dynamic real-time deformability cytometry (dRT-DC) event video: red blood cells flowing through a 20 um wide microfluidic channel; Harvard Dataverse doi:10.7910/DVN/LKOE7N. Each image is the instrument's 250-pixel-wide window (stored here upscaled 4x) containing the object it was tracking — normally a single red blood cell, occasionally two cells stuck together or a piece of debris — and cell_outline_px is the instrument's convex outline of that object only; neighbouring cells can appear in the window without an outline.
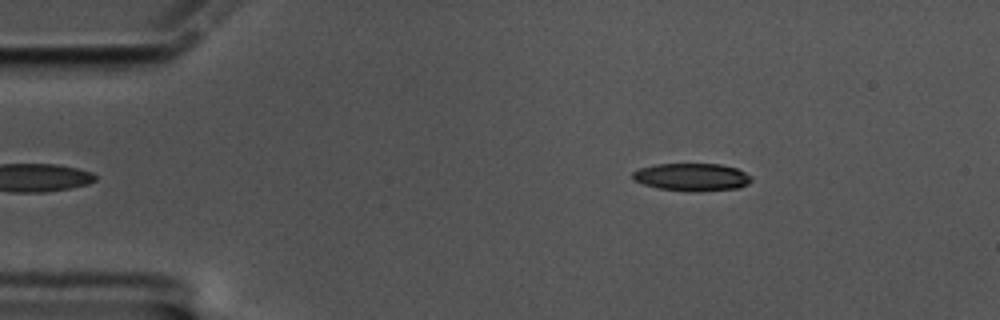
{"species": "common noctule bat (a hibernating species)", "species_latin": "Nyctalus noctula", "temperature_condition": "cold", "stored_images_in_passage": 53, "camera_frame_rate_fps": 3000, "um_per_image_px": 0.085, "animal": {"sex": "male", "body_mass_g": 17.5, "forearm_length_mm": 52.3}, "frame": {"image": 1, "passage_image": 3, "time_ms": 0.667, "image_size_px": [1000, 320], "cell_outline_px": [[752, 180], [748, 184], [736, 188], [696, 192], [656, 188], [632, 180], [632, 172], [640, 168], [656, 164], [720, 164], [736, 168], [752, 176]], "centroid_in_image_um": [58.79, 15.05], "position_along_channel_um": 26.2, "area_um2": 19.19}}
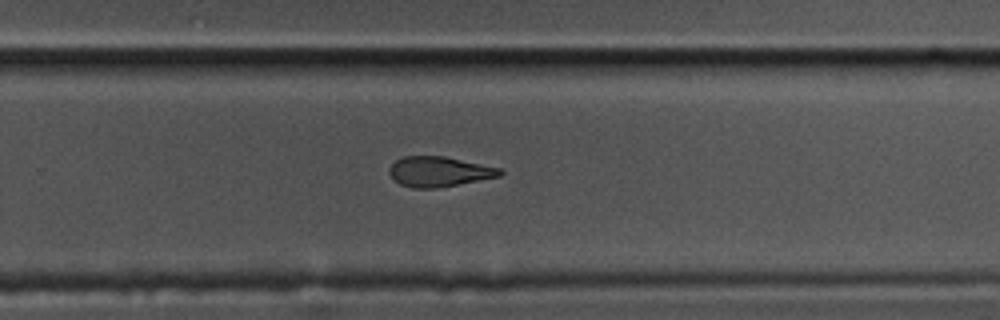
{"frame": {"image": 2, "passage_image": 32, "time_ms": 10.333, "image_size_px": [1000, 320], "cell_outline_px": [[504, 172], [500, 176], [436, 188], [412, 188], [400, 184], [388, 172], [388, 168], [396, 160], [404, 156], [444, 156], [500, 168]], "centroid_in_image_um": [37.3, 14.58], "position_along_channel_um": 292.5, "area_um2": 19.19}}
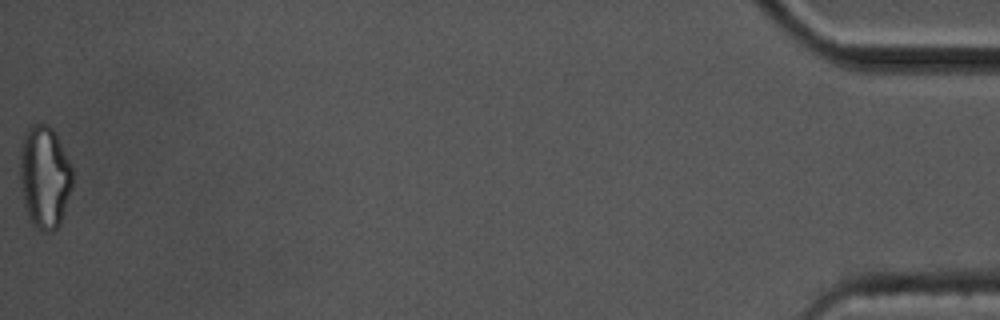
{"frame": {"image": 3, "passage_image": 53, "time_ms": 17.333, "image_size_px": [1000, 320], "cell_outline_px": [[72, 188], [60, 224], [52, 232], [40, 232], [32, 224], [28, 216], [24, 204], [20, 188], [20, 144], [24, 132], [28, 124], [48, 124], [56, 132], [72, 164]], "centroid_in_image_um": [3.78, 15.01], "position_along_channel_um": 431.4, "area_um2": 32.31}, "authors_computed_cell_mechanics": {"area_um2": 20.6924, "velocity_mm_per_s": 3.3922, "shape_relaxation_time_tau1_ms": 10.8358, "shape_relaxation_time_tau2_ms": 7.1797, "deformation_change_tau1": 0.2264, "deformation_change_tau2": 0.1754}}